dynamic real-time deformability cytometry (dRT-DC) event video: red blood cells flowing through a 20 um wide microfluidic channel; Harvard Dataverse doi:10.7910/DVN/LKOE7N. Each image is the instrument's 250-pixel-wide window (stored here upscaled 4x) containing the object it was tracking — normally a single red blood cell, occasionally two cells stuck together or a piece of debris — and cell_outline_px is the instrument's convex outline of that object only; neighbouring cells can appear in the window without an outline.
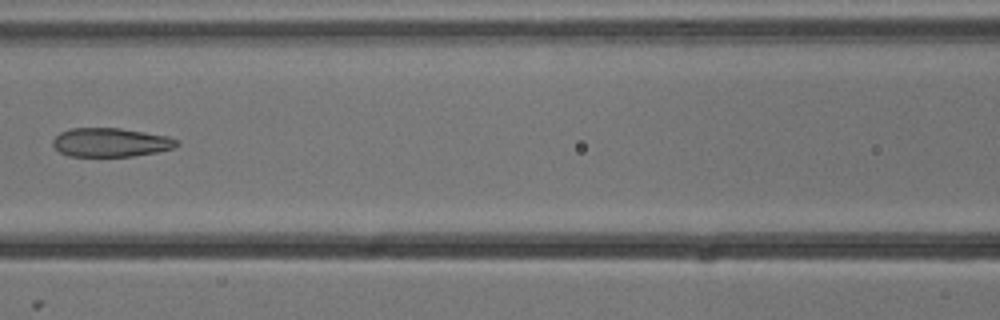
{"species": "common noctule bat (a hibernating species)", "species_latin": "Nyctalus noctula", "temperature_condition": "cold", "stored_images_in_passage": 7, "camera_frame_rate_fps": 3000, "um_per_image_px": 0.085, "animal": {"sex": "male", "body_mass_g": 13.3}, "frame": {"image": 1, "passage_image": 7, "time_ms": 2.0, "image_size_px": [1000, 320], "cell_outline_px": [[180, 144], [172, 148], [156, 152], [132, 156], [68, 156], [60, 152], [52, 144], [52, 140], [60, 132], [72, 128], [120, 128], [168, 136], [176, 140]], "centroid_in_image_um": [9.38, 12.1], "position_along_channel_um": 157.2, "area_um2": 20.69}}